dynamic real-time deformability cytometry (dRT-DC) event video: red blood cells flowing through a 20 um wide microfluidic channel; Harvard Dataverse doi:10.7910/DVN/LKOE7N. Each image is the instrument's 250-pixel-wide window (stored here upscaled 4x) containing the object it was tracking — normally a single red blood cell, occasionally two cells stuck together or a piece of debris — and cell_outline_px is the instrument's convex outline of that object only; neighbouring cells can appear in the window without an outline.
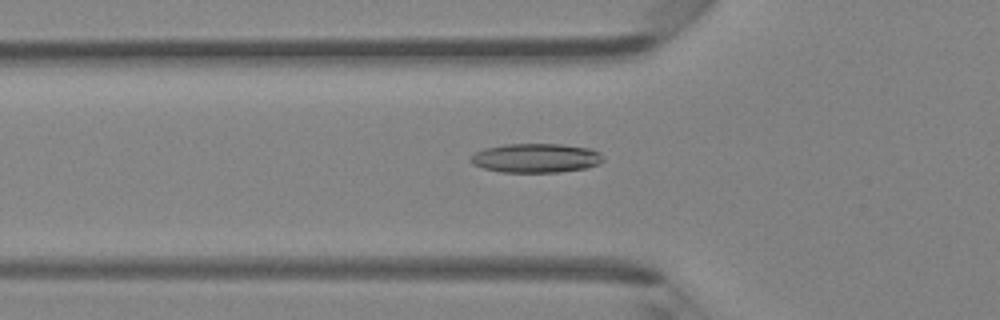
{"species": "Egyptian fruit bat (a non-hibernating species)", "species_latin": "Rousettus aegyptiacus", "temperature_condition": "room temperature", "stored_images_in_passage": 39, "camera_frame_rate_fps": 3000, "um_per_image_px": 0.085, "animal": {"sex": "female"}, "frame": {"image": 1, "passage_image": 8, "time_ms": 2.333, "image_size_px": [1000, 320], "cell_outline_px": [[604, 160], [600, 164], [588, 168], [560, 172], [500, 172], [484, 168], [472, 164], [468, 160], [476, 152], [484, 148], [508, 144], [560, 144], [592, 148], [600, 152]], "centroid_in_image_um": [45.59, 13.44], "position_along_channel_um": 80.2, "area_um2": 22.72}}
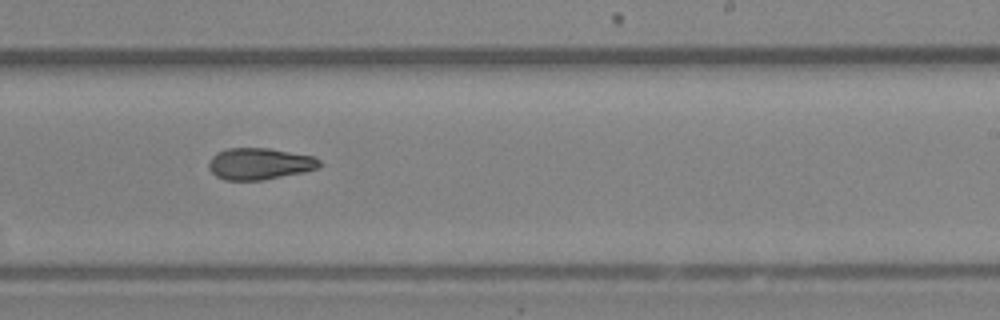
{"frame": {"image": 2, "passage_image": 21, "time_ms": 6.667, "image_size_px": [1000, 320], "cell_outline_px": [[324, 164], [320, 168], [304, 172], [260, 180], [224, 180], [216, 176], [208, 168], [208, 164], [212, 156], [216, 152], [228, 148], [268, 148], [312, 156], [320, 160]], "centroid_in_image_um": [22.07, 13.92], "position_along_channel_um": 266.9, "area_um2": 20.46}}
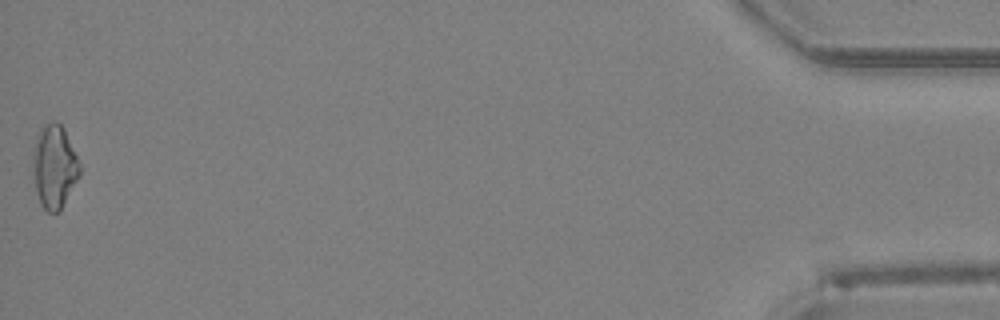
{"frame": {"image": 3, "passage_image": 39, "time_ms": 12.667, "image_size_px": [1000, 320], "cell_outline_px": [[80, 176], [60, 212], [48, 212], [40, 204], [36, 188], [32, 164], [32, 156], [36, 136], [40, 128], [44, 124], [52, 120], [56, 120], [64, 128], [80, 164]], "centroid_in_image_um": [4.62, 14.15], "position_along_channel_um": 430.6, "area_um2": 22.95}, "authors_computed_cell_mechanics": {"area_um2": 20.9236, "velocity_mm_per_s": 4.3146, "shape_relaxation_time_tau1_ms": null, "shape_relaxation_time_tau2_ms": 3.5986, "deformation_change_tau1": null, "deformation_change_tau2": 0.1121}}